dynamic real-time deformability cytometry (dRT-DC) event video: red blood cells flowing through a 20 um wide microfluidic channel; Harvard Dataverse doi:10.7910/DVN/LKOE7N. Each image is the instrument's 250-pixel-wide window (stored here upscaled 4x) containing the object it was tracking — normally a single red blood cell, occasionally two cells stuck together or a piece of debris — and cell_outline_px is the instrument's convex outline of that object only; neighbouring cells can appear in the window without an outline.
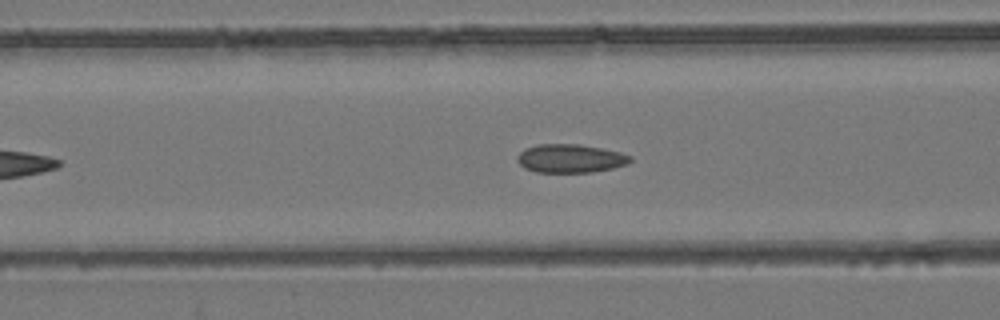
{"species": "common noctule bat (a hibernating species)", "species_latin": "Nyctalus noctula", "temperature_condition": "room temperature", "stored_images_in_passage": 44, "camera_frame_rate_fps": 3000, "um_per_image_px": 0.085, "animal": {"sex": "female", "body_mass_g": 24.6, "forearm_length_mm": 56.2}, "frame": {"image": 1, "passage_image": 12, "time_ms": 3.667, "image_size_px": [1000, 320], "cell_outline_px": [[632, 160], [628, 164], [612, 168], [592, 172], [536, 172], [524, 168], [516, 160], [516, 156], [524, 148], [536, 144], [580, 144], [620, 152], [632, 156]], "centroid_in_image_um": [48.46, 13.46], "position_along_channel_um": 118.1, "area_um2": 18.9}}
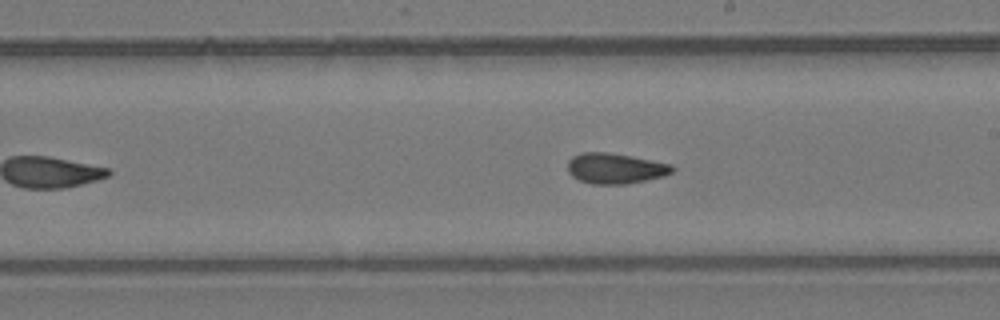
{"frame": {"image": 2, "passage_image": 21, "time_ms": 6.667, "image_size_px": [1000, 320], "cell_outline_px": [[676, 168], [672, 172], [664, 176], [624, 184], [592, 184], [580, 180], [572, 176], [568, 172], [568, 160], [572, 156], [580, 152], [608, 152], [672, 164]], "centroid_in_image_um": [52.28, 14.3], "position_along_channel_um": 236.7, "area_um2": 18.55}}
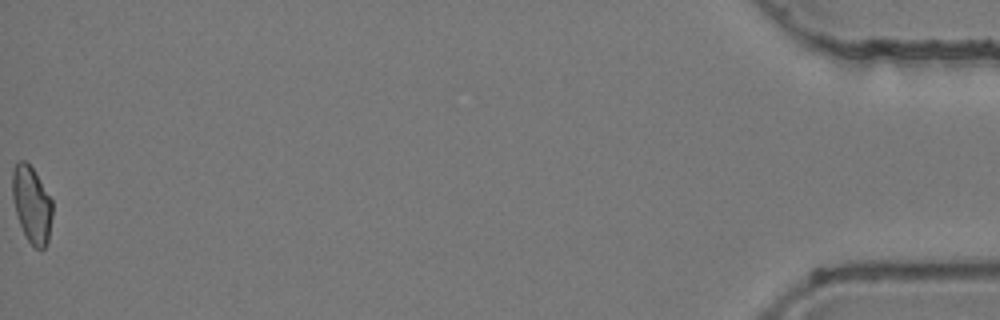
{"frame": {"image": 3, "passage_image": 44, "time_ms": 14.333, "image_size_px": [1000, 320], "cell_outline_px": [[52, 216], [48, 240], [44, 248], [36, 248], [28, 240], [20, 224], [16, 212], [12, 196], [12, 172], [16, 160], [24, 160], [32, 168], [52, 200]], "centroid_in_image_um": [2.68, 17.35], "position_along_channel_um": 432.5, "area_um2": 17.57}, "authors_computed_cell_mechanics": {"area_um2": 18.3226, "velocity_mm_per_s": 3.9483, "shape_relaxation_time_tau1_ms": null, "shape_relaxation_time_tau2_ms": 2.7284, "deformation_change_tau1": null, "deformation_change_tau2": 0.0825}}